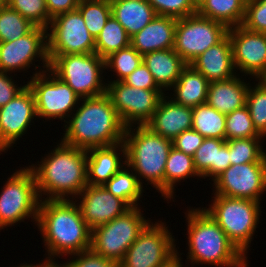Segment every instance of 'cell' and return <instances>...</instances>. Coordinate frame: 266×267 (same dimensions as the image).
I'll return each mask as SVG.
<instances>
[{"label":"cell","mask_w":266,"mask_h":267,"mask_svg":"<svg viewBox=\"0 0 266 267\" xmlns=\"http://www.w3.org/2000/svg\"><path fill=\"white\" fill-rule=\"evenodd\" d=\"M157 16L181 19L197 13L190 0H147Z\"/></svg>","instance_id":"41"},{"label":"cell","mask_w":266,"mask_h":267,"mask_svg":"<svg viewBox=\"0 0 266 267\" xmlns=\"http://www.w3.org/2000/svg\"><path fill=\"white\" fill-rule=\"evenodd\" d=\"M35 25L8 5L0 8V42L14 41L28 34Z\"/></svg>","instance_id":"37"},{"label":"cell","mask_w":266,"mask_h":267,"mask_svg":"<svg viewBox=\"0 0 266 267\" xmlns=\"http://www.w3.org/2000/svg\"><path fill=\"white\" fill-rule=\"evenodd\" d=\"M176 23L175 18L156 16L130 38V45L142 56L150 52L174 48Z\"/></svg>","instance_id":"23"},{"label":"cell","mask_w":266,"mask_h":267,"mask_svg":"<svg viewBox=\"0 0 266 267\" xmlns=\"http://www.w3.org/2000/svg\"><path fill=\"white\" fill-rule=\"evenodd\" d=\"M130 45V37L123 26L110 16L95 39V53L105 59L110 54Z\"/></svg>","instance_id":"33"},{"label":"cell","mask_w":266,"mask_h":267,"mask_svg":"<svg viewBox=\"0 0 266 267\" xmlns=\"http://www.w3.org/2000/svg\"><path fill=\"white\" fill-rule=\"evenodd\" d=\"M70 256L72 260L62 263L65 267H120L119 262L105 259L91 249Z\"/></svg>","instance_id":"43"},{"label":"cell","mask_w":266,"mask_h":267,"mask_svg":"<svg viewBox=\"0 0 266 267\" xmlns=\"http://www.w3.org/2000/svg\"><path fill=\"white\" fill-rule=\"evenodd\" d=\"M247 0H205L197 13L228 28L242 25Z\"/></svg>","instance_id":"30"},{"label":"cell","mask_w":266,"mask_h":267,"mask_svg":"<svg viewBox=\"0 0 266 267\" xmlns=\"http://www.w3.org/2000/svg\"><path fill=\"white\" fill-rule=\"evenodd\" d=\"M112 15L123 26L131 38L141 31L156 16L147 0H109Z\"/></svg>","instance_id":"27"},{"label":"cell","mask_w":266,"mask_h":267,"mask_svg":"<svg viewBox=\"0 0 266 267\" xmlns=\"http://www.w3.org/2000/svg\"><path fill=\"white\" fill-rule=\"evenodd\" d=\"M145 126L155 134L174 140L183 131L192 128V108L177 104L164 95Z\"/></svg>","instance_id":"20"},{"label":"cell","mask_w":266,"mask_h":267,"mask_svg":"<svg viewBox=\"0 0 266 267\" xmlns=\"http://www.w3.org/2000/svg\"><path fill=\"white\" fill-rule=\"evenodd\" d=\"M188 210L185 213L189 248L187 259L192 267L195 264H210L215 267H248V257L237 249L203 208Z\"/></svg>","instance_id":"4"},{"label":"cell","mask_w":266,"mask_h":267,"mask_svg":"<svg viewBox=\"0 0 266 267\" xmlns=\"http://www.w3.org/2000/svg\"><path fill=\"white\" fill-rule=\"evenodd\" d=\"M36 57L43 62V69L48 70L46 28L35 26L28 34L14 41L0 42V71L11 74L27 71L33 63L35 65L39 61L35 60Z\"/></svg>","instance_id":"16"},{"label":"cell","mask_w":266,"mask_h":267,"mask_svg":"<svg viewBox=\"0 0 266 267\" xmlns=\"http://www.w3.org/2000/svg\"><path fill=\"white\" fill-rule=\"evenodd\" d=\"M228 36L235 70L259 80L266 73V33L250 31L239 25L229 28Z\"/></svg>","instance_id":"17"},{"label":"cell","mask_w":266,"mask_h":267,"mask_svg":"<svg viewBox=\"0 0 266 267\" xmlns=\"http://www.w3.org/2000/svg\"><path fill=\"white\" fill-rule=\"evenodd\" d=\"M49 70L67 83L81 98L106 93L105 61L96 53L48 55ZM103 82V83H102Z\"/></svg>","instance_id":"7"},{"label":"cell","mask_w":266,"mask_h":267,"mask_svg":"<svg viewBox=\"0 0 266 267\" xmlns=\"http://www.w3.org/2000/svg\"><path fill=\"white\" fill-rule=\"evenodd\" d=\"M179 256L180 254L177 252L171 259L159 267H183V262H181L182 260Z\"/></svg>","instance_id":"48"},{"label":"cell","mask_w":266,"mask_h":267,"mask_svg":"<svg viewBox=\"0 0 266 267\" xmlns=\"http://www.w3.org/2000/svg\"><path fill=\"white\" fill-rule=\"evenodd\" d=\"M112 105L124 126L146 125L165 94L161 89L135 88L120 82H109L106 87Z\"/></svg>","instance_id":"13"},{"label":"cell","mask_w":266,"mask_h":267,"mask_svg":"<svg viewBox=\"0 0 266 267\" xmlns=\"http://www.w3.org/2000/svg\"><path fill=\"white\" fill-rule=\"evenodd\" d=\"M33 75L27 85L35 97L37 117L45 120L59 118L66 123L67 120L64 118L69 119L80 103L81 97L49 69L40 68Z\"/></svg>","instance_id":"10"},{"label":"cell","mask_w":266,"mask_h":267,"mask_svg":"<svg viewBox=\"0 0 266 267\" xmlns=\"http://www.w3.org/2000/svg\"><path fill=\"white\" fill-rule=\"evenodd\" d=\"M209 84L203 74L187 64L171 89L174 97L169 98L177 104L196 107L206 103Z\"/></svg>","instance_id":"28"},{"label":"cell","mask_w":266,"mask_h":267,"mask_svg":"<svg viewBox=\"0 0 266 267\" xmlns=\"http://www.w3.org/2000/svg\"><path fill=\"white\" fill-rule=\"evenodd\" d=\"M78 196L76 198H80V203L77 205L91 230L131 209L124 200L115 197L104 186L87 185Z\"/></svg>","instance_id":"19"},{"label":"cell","mask_w":266,"mask_h":267,"mask_svg":"<svg viewBox=\"0 0 266 267\" xmlns=\"http://www.w3.org/2000/svg\"><path fill=\"white\" fill-rule=\"evenodd\" d=\"M242 26L254 32L266 33V0H247Z\"/></svg>","instance_id":"42"},{"label":"cell","mask_w":266,"mask_h":267,"mask_svg":"<svg viewBox=\"0 0 266 267\" xmlns=\"http://www.w3.org/2000/svg\"><path fill=\"white\" fill-rule=\"evenodd\" d=\"M193 6L198 9L205 0H190Z\"/></svg>","instance_id":"50"},{"label":"cell","mask_w":266,"mask_h":267,"mask_svg":"<svg viewBox=\"0 0 266 267\" xmlns=\"http://www.w3.org/2000/svg\"><path fill=\"white\" fill-rule=\"evenodd\" d=\"M56 261L51 260L49 258L46 257L45 261L39 263V264H27V263H23L21 265H19L18 267H51ZM17 267V266H16Z\"/></svg>","instance_id":"49"},{"label":"cell","mask_w":266,"mask_h":267,"mask_svg":"<svg viewBox=\"0 0 266 267\" xmlns=\"http://www.w3.org/2000/svg\"><path fill=\"white\" fill-rule=\"evenodd\" d=\"M47 53L48 55L95 53V38L89 33L77 9L52 18L47 28Z\"/></svg>","instance_id":"14"},{"label":"cell","mask_w":266,"mask_h":267,"mask_svg":"<svg viewBox=\"0 0 266 267\" xmlns=\"http://www.w3.org/2000/svg\"><path fill=\"white\" fill-rule=\"evenodd\" d=\"M143 63L164 92L173 87L187 65L173 48L147 53L143 55Z\"/></svg>","instance_id":"26"},{"label":"cell","mask_w":266,"mask_h":267,"mask_svg":"<svg viewBox=\"0 0 266 267\" xmlns=\"http://www.w3.org/2000/svg\"><path fill=\"white\" fill-rule=\"evenodd\" d=\"M103 186L115 197L124 200L131 208L138 207V201L143 197V186L126 164Z\"/></svg>","instance_id":"31"},{"label":"cell","mask_w":266,"mask_h":267,"mask_svg":"<svg viewBox=\"0 0 266 267\" xmlns=\"http://www.w3.org/2000/svg\"><path fill=\"white\" fill-rule=\"evenodd\" d=\"M134 207L112 221L91 230L90 249L105 259L121 262L130 245L151 221Z\"/></svg>","instance_id":"9"},{"label":"cell","mask_w":266,"mask_h":267,"mask_svg":"<svg viewBox=\"0 0 266 267\" xmlns=\"http://www.w3.org/2000/svg\"><path fill=\"white\" fill-rule=\"evenodd\" d=\"M264 138L254 128L248 107L234 110L225 117V140Z\"/></svg>","instance_id":"38"},{"label":"cell","mask_w":266,"mask_h":267,"mask_svg":"<svg viewBox=\"0 0 266 267\" xmlns=\"http://www.w3.org/2000/svg\"><path fill=\"white\" fill-rule=\"evenodd\" d=\"M195 176L201 178L195 170L193 157L172 147L165 165L164 199L167 198V201H171V198H174L176 184L180 183L181 180Z\"/></svg>","instance_id":"29"},{"label":"cell","mask_w":266,"mask_h":267,"mask_svg":"<svg viewBox=\"0 0 266 267\" xmlns=\"http://www.w3.org/2000/svg\"><path fill=\"white\" fill-rule=\"evenodd\" d=\"M105 69H111L117 77L107 82H120L129 76L143 62V56L131 45L110 54L104 59Z\"/></svg>","instance_id":"36"},{"label":"cell","mask_w":266,"mask_h":267,"mask_svg":"<svg viewBox=\"0 0 266 267\" xmlns=\"http://www.w3.org/2000/svg\"><path fill=\"white\" fill-rule=\"evenodd\" d=\"M238 76L210 82L206 103L223 114L244 107L249 83L242 81Z\"/></svg>","instance_id":"25"},{"label":"cell","mask_w":266,"mask_h":267,"mask_svg":"<svg viewBox=\"0 0 266 267\" xmlns=\"http://www.w3.org/2000/svg\"><path fill=\"white\" fill-rule=\"evenodd\" d=\"M225 117L207 103L192 108V129L204 138L225 140Z\"/></svg>","instance_id":"32"},{"label":"cell","mask_w":266,"mask_h":267,"mask_svg":"<svg viewBox=\"0 0 266 267\" xmlns=\"http://www.w3.org/2000/svg\"><path fill=\"white\" fill-rule=\"evenodd\" d=\"M118 151H122L121 154ZM86 153L88 185L103 186L126 164V161H123V159L126 160V147L124 142L91 148L86 150Z\"/></svg>","instance_id":"21"},{"label":"cell","mask_w":266,"mask_h":267,"mask_svg":"<svg viewBox=\"0 0 266 267\" xmlns=\"http://www.w3.org/2000/svg\"><path fill=\"white\" fill-rule=\"evenodd\" d=\"M7 5V0H0V8Z\"/></svg>","instance_id":"51"},{"label":"cell","mask_w":266,"mask_h":267,"mask_svg":"<svg viewBox=\"0 0 266 267\" xmlns=\"http://www.w3.org/2000/svg\"><path fill=\"white\" fill-rule=\"evenodd\" d=\"M254 87L249 85L246 97V106L256 131L266 137V84L259 79Z\"/></svg>","instance_id":"39"},{"label":"cell","mask_w":266,"mask_h":267,"mask_svg":"<svg viewBox=\"0 0 266 267\" xmlns=\"http://www.w3.org/2000/svg\"><path fill=\"white\" fill-rule=\"evenodd\" d=\"M8 177L0 193V230L23 219L37 222L40 197L36 178L29 167H20Z\"/></svg>","instance_id":"8"},{"label":"cell","mask_w":266,"mask_h":267,"mask_svg":"<svg viewBox=\"0 0 266 267\" xmlns=\"http://www.w3.org/2000/svg\"><path fill=\"white\" fill-rule=\"evenodd\" d=\"M7 5L35 26L47 29L52 20L48 14L46 0H7Z\"/></svg>","instance_id":"40"},{"label":"cell","mask_w":266,"mask_h":267,"mask_svg":"<svg viewBox=\"0 0 266 267\" xmlns=\"http://www.w3.org/2000/svg\"><path fill=\"white\" fill-rule=\"evenodd\" d=\"M213 203L204 210L225 232L228 239L247 257L261 215V202L214 194Z\"/></svg>","instance_id":"6"},{"label":"cell","mask_w":266,"mask_h":267,"mask_svg":"<svg viewBox=\"0 0 266 267\" xmlns=\"http://www.w3.org/2000/svg\"><path fill=\"white\" fill-rule=\"evenodd\" d=\"M193 163L201 178L210 177L214 181L231 166L230 151L226 140L205 138L193 155Z\"/></svg>","instance_id":"24"},{"label":"cell","mask_w":266,"mask_h":267,"mask_svg":"<svg viewBox=\"0 0 266 267\" xmlns=\"http://www.w3.org/2000/svg\"><path fill=\"white\" fill-rule=\"evenodd\" d=\"M51 267H65L63 264L55 262Z\"/></svg>","instance_id":"52"},{"label":"cell","mask_w":266,"mask_h":267,"mask_svg":"<svg viewBox=\"0 0 266 267\" xmlns=\"http://www.w3.org/2000/svg\"><path fill=\"white\" fill-rule=\"evenodd\" d=\"M123 142L126 147V165L133 170L142 186L145 179L147 185H153L164 197V172L173 147L172 140L155 134L145 125H133L125 129Z\"/></svg>","instance_id":"5"},{"label":"cell","mask_w":266,"mask_h":267,"mask_svg":"<svg viewBox=\"0 0 266 267\" xmlns=\"http://www.w3.org/2000/svg\"><path fill=\"white\" fill-rule=\"evenodd\" d=\"M37 117L35 97L28 85L0 107V153L8 151Z\"/></svg>","instance_id":"18"},{"label":"cell","mask_w":266,"mask_h":267,"mask_svg":"<svg viewBox=\"0 0 266 267\" xmlns=\"http://www.w3.org/2000/svg\"><path fill=\"white\" fill-rule=\"evenodd\" d=\"M204 139L205 138L200 133L191 128L183 131L174 140H172V143L174 148L193 157Z\"/></svg>","instance_id":"44"},{"label":"cell","mask_w":266,"mask_h":267,"mask_svg":"<svg viewBox=\"0 0 266 267\" xmlns=\"http://www.w3.org/2000/svg\"><path fill=\"white\" fill-rule=\"evenodd\" d=\"M262 140V138H238L226 140V145L230 151L231 165L266 162V150L262 147Z\"/></svg>","instance_id":"34"},{"label":"cell","mask_w":266,"mask_h":267,"mask_svg":"<svg viewBox=\"0 0 266 267\" xmlns=\"http://www.w3.org/2000/svg\"><path fill=\"white\" fill-rule=\"evenodd\" d=\"M80 101L76 113L64 125L63 143L88 150L124 141L126 127L106 93Z\"/></svg>","instance_id":"2"},{"label":"cell","mask_w":266,"mask_h":267,"mask_svg":"<svg viewBox=\"0 0 266 267\" xmlns=\"http://www.w3.org/2000/svg\"><path fill=\"white\" fill-rule=\"evenodd\" d=\"M213 182L214 194L260 202L266 191V162L231 165Z\"/></svg>","instance_id":"15"},{"label":"cell","mask_w":266,"mask_h":267,"mask_svg":"<svg viewBox=\"0 0 266 267\" xmlns=\"http://www.w3.org/2000/svg\"><path fill=\"white\" fill-rule=\"evenodd\" d=\"M229 28L198 13L177 19L174 51L190 64L211 46L228 35Z\"/></svg>","instance_id":"11"},{"label":"cell","mask_w":266,"mask_h":267,"mask_svg":"<svg viewBox=\"0 0 266 267\" xmlns=\"http://www.w3.org/2000/svg\"><path fill=\"white\" fill-rule=\"evenodd\" d=\"M123 82L129 86L141 89H160L156 84L153 75L142 62Z\"/></svg>","instance_id":"45"},{"label":"cell","mask_w":266,"mask_h":267,"mask_svg":"<svg viewBox=\"0 0 266 267\" xmlns=\"http://www.w3.org/2000/svg\"><path fill=\"white\" fill-rule=\"evenodd\" d=\"M190 65L209 81L227 80L236 76L233 63L232 43L227 35L193 60Z\"/></svg>","instance_id":"22"},{"label":"cell","mask_w":266,"mask_h":267,"mask_svg":"<svg viewBox=\"0 0 266 267\" xmlns=\"http://www.w3.org/2000/svg\"><path fill=\"white\" fill-rule=\"evenodd\" d=\"M80 0H46L48 14L51 18L54 16L74 11L77 9Z\"/></svg>","instance_id":"47"},{"label":"cell","mask_w":266,"mask_h":267,"mask_svg":"<svg viewBox=\"0 0 266 267\" xmlns=\"http://www.w3.org/2000/svg\"><path fill=\"white\" fill-rule=\"evenodd\" d=\"M172 235L166 223L150 221L126 251L120 267L162 266L178 251Z\"/></svg>","instance_id":"12"},{"label":"cell","mask_w":266,"mask_h":267,"mask_svg":"<svg viewBox=\"0 0 266 267\" xmlns=\"http://www.w3.org/2000/svg\"><path fill=\"white\" fill-rule=\"evenodd\" d=\"M260 79L266 84V73Z\"/></svg>","instance_id":"53"},{"label":"cell","mask_w":266,"mask_h":267,"mask_svg":"<svg viewBox=\"0 0 266 267\" xmlns=\"http://www.w3.org/2000/svg\"><path fill=\"white\" fill-rule=\"evenodd\" d=\"M42 159L38 166H28L35 175L41 200H74L88 185L86 150L61 141Z\"/></svg>","instance_id":"3"},{"label":"cell","mask_w":266,"mask_h":267,"mask_svg":"<svg viewBox=\"0 0 266 267\" xmlns=\"http://www.w3.org/2000/svg\"><path fill=\"white\" fill-rule=\"evenodd\" d=\"M77 10L81 13L89 33L95 39L112 15L109 0H80Z\"/></svg>","instance_id":"35"},{"label":"cell","mask_w":266,"mask_h":267,"mask_svg":"<svg viewBox=\"0 0 266 267\" xmlns=\"http://www.w3.org/2000/svg\"><path fill=\"white\" fill-rule=\"evenodd\" d=\"M7 74L11 75L8 72L0 71V107L11 101L27 85L19 87L18 84H15L13 77H9Z\"/></svg>","instance_id":"46"},{"label":"cell","mask_w":266,"mask_h":267,"mask_svg":"<svg viewBox=\"0 0 266 267\" xmlns=\"http://www.w3.org/2000/svg\"><path fill=\"white\" fill-rule=\"evenodd\" d=\"M77 201H40L36 224L46 246L47 258L51 260L74 255L91 247V229L83 219Z\"/></svg>","instance_id":"1"}]
</instances>
